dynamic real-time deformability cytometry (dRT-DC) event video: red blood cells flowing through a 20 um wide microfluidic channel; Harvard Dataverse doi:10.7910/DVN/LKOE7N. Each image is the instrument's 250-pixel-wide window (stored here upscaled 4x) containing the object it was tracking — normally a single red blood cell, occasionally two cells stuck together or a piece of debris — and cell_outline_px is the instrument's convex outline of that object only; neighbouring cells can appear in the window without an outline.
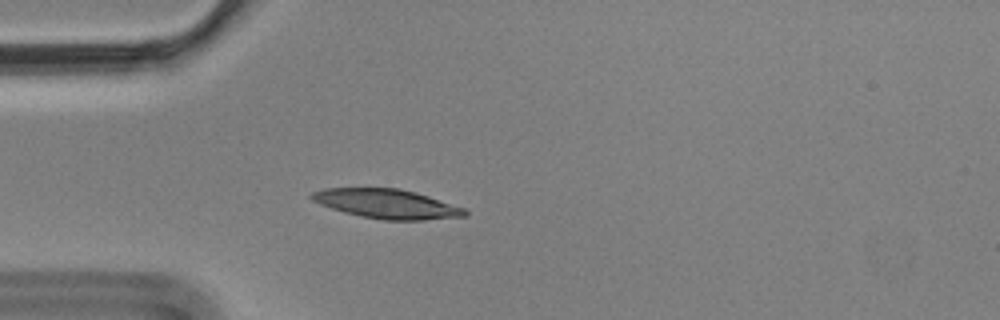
{"species": "Egyptian fruit bat (a non-hibernating species)", "species_latin": "Rousettus aegyptiacus", "temperature_condition": "cold", "stored_images_in_passage": 4, "camera_frame_rate_fps": 3000, "um_per_image_px": 0.085, "animal": {"sex": "male"}, "frame": {"image": 1, "passage_image": 4, "time_ms": 1.0, "image_size_px": [1000, 320], "cell_outline_px": [[468, 216], [424, 220], [384, 220], [360, 216], [344, 212], [320, 204], [312, 200], [308, 196], [312, 192], [324, 188], [400, 188], [416, 192], [464, 208], [468, 212]], "centroid_in_image_um": [32.87, 17.32], "position_along_channel_um": 52.1, "area_um2": 26.18}}